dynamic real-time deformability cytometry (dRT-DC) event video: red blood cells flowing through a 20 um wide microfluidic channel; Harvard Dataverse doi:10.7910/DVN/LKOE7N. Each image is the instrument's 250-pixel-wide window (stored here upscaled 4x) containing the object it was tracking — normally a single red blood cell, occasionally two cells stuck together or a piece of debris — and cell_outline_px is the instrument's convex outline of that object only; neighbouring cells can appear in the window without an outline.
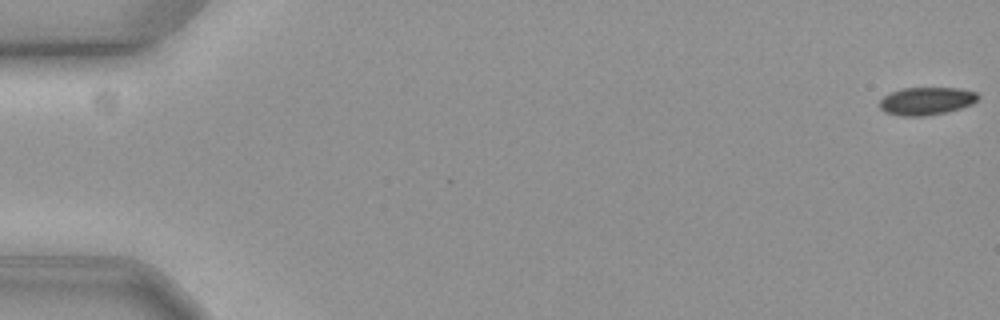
{"species": "common noctule bat (a hibernating species)", "species_latin": "Nyctalus noctula", "temperature_condition": "cold", "stored_images_in_passage": 59, "camera_frame_rate_fps": 3000, "um_per_image_px": 0.085, "animal": {"sex": "female", "body_mass_g": 19.3, "forearm_length_mm": 54.1}, "frame": {"image": 1, "passage_image": 1, "time_ms": 0.0, "image_size_px": [1000, 320], "cell_outline_px": [[980, 96], [972, 104], [960, 108], [944, 112], [924, 116], [904, 116], [884, 112], [880, 108], [880, 100], [884, 96], [892, 92], [904, 88], [960, 88], [976, 92]], "centroid_in_image_um": [78.75, 8.58], "position_along_channel_um": 6.3, "area_um2": 15.78}}
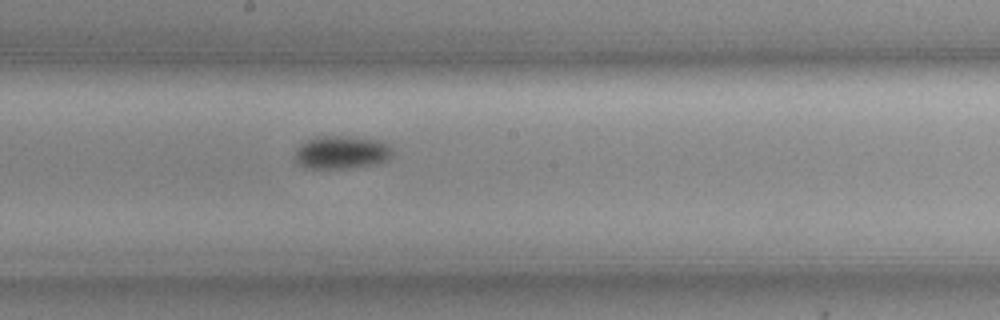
{"frame": {"image": 2, "passage_image": 33, "time_ms": 10.667, "image_size_px": [1000, 320], "cell_outline_px": [[392, 152], [388, 160], [376, 164], [344, 168], [304, 168], [296, 160], [296, 148], [300, 144], [316, 136], [348, 136], [376, 140], [388, 144], [392, 148]], "centroid_in_image_um": [29.03, 12.94], "position_along_channel_um": 219.2, "area_um2": 18.67}}
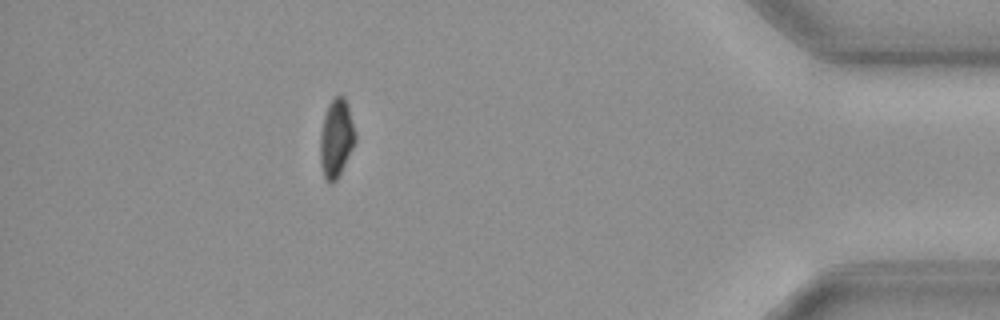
{"frame": {"image": 3, "passage_image": 53, "time_ms": 17.333, "image_size_px": [1000, 320], "cell_outline_px": [[356, 144], [336, 180], [324, 180], [320, 160], [320, 132], [324, 116], [328, 104], [336, 96], [344, 96], [348, 104], [356, 132]], "centroid_in_image_um": [28.6, 11.73], "position_along_channel_um": 406.6, "area_um2": 16.13}, "authors_computed_cell_mechanics": {"area_um2": 16.8198, "velocity_mm_per_s": 3.5763, "shape_relaxation_time_tau1_ms": 4.6206, "shape_relaxation_time_tau2_ms": null, "deformation_change_tau1": 0.0976, "deformation_change_tau2": null}}